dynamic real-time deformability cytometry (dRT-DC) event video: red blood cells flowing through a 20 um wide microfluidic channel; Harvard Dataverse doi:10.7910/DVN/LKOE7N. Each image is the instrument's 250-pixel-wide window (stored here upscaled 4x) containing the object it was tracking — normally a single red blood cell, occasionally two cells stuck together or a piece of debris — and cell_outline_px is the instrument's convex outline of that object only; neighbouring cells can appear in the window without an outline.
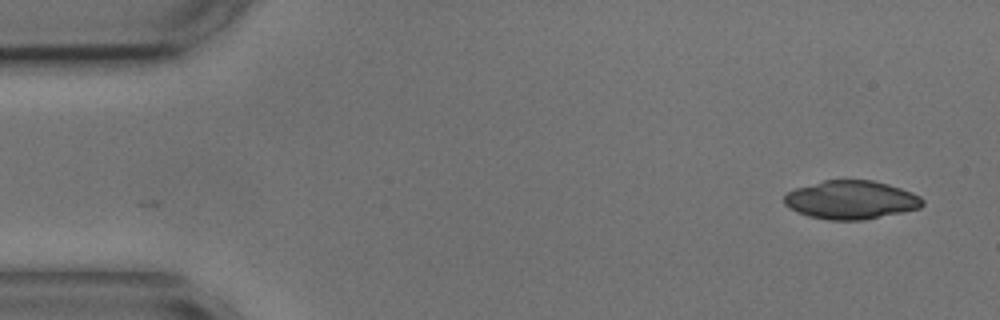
{"species": "common noctule bat (a hibernating species)", "species_latin": "Nyctalus noctula", "temperature_condition": "cold", "stored_images_in_passage": 53, "camera_frame_rate_fps": 3000, "um_per_image_px": 0.085, "animal": {"sex": "male", "body_mass_g": 17.9, "forearm_length_mm": 54.2}, "frame": {"image": 1, "passage_image": 1, "time_ms": 0.0, "image_size_px": [1000, 320], "cell_outline_px": [[924, 204], [920, 208], [864, 220], [828, 220], [808, 216], [796, 212], [788, 208], [784, 204], [784, 196], [788, 192], [796, 188], [824, 180], [872, 180], [888, 184], [912, 192], [920, 196], [924, 200]], "centroid_in_image_um": [72.33, 16.99], "position_along_channel_um": 12.7, "area_um2": 31.1}}